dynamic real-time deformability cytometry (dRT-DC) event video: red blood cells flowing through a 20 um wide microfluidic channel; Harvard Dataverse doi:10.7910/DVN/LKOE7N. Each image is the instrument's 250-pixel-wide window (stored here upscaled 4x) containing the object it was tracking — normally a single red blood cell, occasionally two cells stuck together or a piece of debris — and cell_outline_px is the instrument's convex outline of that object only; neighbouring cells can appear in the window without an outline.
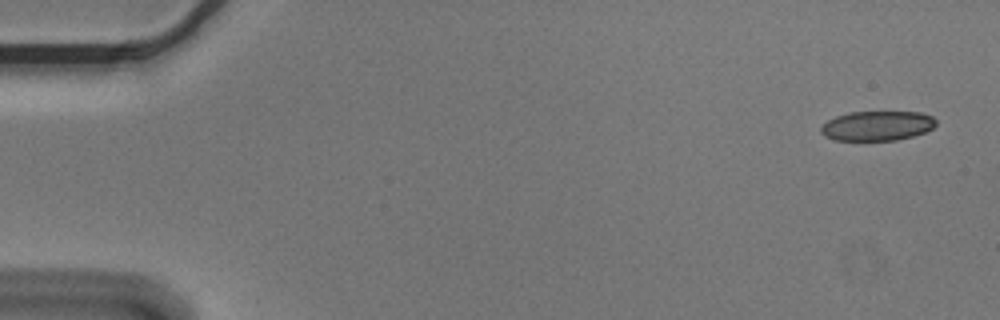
{"species": "Egyptian fruit bat (a non-hibernating species)", "species_latin": "Rousettus aegyptiacus", "temperature_condition": "cold", "stored_images_in_passage": 6, "camera_frame_rate_fps": 3000, "um_per_image_px": 0.085, "animal": {"sex": "male"}, "frame": {"image": 1, "passage_image": 1, "time_ms": 0.0, "image_size_px": [1000, 320], "cell_outline_px": [[936, 124], [932, 128], [924, 132], [912, 136], [896, 140], [836, 140], [824, 136], [820, 132], [820, 128], [828, 120], [836, 116], [848, 112], [920, 112], [932, 116], [936, 120]], "centroid_in_image_um": [74.55, 10.69], "position_along_channel_um": 10.5, "area_um2": 19.83}}